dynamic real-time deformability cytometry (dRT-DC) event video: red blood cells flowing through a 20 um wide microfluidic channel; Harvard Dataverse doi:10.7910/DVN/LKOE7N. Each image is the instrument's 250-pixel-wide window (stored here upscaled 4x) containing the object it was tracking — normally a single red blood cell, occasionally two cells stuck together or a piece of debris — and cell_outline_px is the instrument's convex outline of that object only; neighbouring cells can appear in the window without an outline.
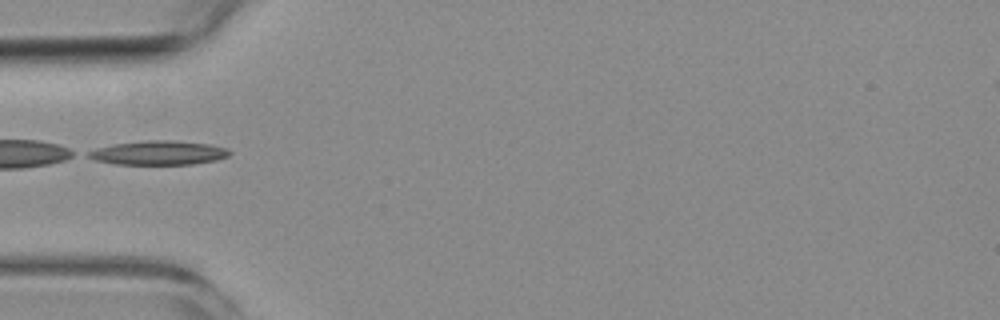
{"species": "common noctule bat (a hibernating species)", "species_latin": "Nyctalus noctula", "temperature_condition": "room temperature", "stored_images_in_passage": 5, "camera_frame_rate_fps": 3000, "um_per_image_px": 0.085, "animal": {"sex": "female", "body_mass_g": 19.3, "forearm_length_mm": 54.1}, "frame": {"image": 1, "passage_image": 2, "time_ms": 1.0, "image_size_px": [1000, 320], "cell_outline_px": [[232, 152], [228, 156], [216, 160], [192, 164], [116, 164], [96, 160], [84, 156], [88, 152], [96, 148], [112, 144], [144, 140], [176, 140], [208, 144], [228, 148]], "centroid_in_image_um": [13.47, 12.98], "position_along_channel_um": 71.5, "area_um2": 19.94}}
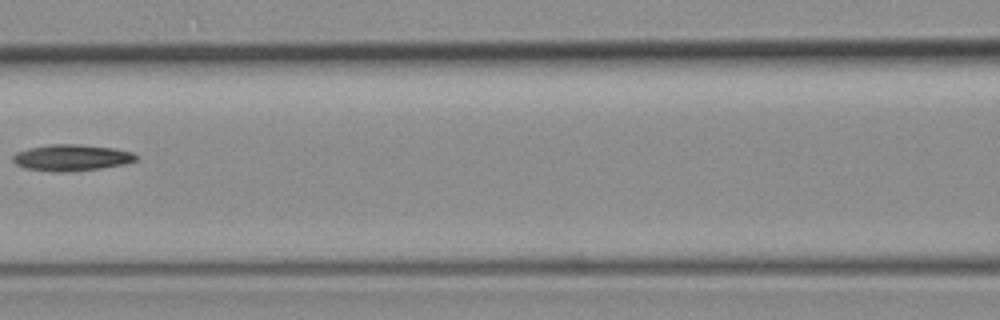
{"frame": {"image": 2, "passage_image": 4, "time_ms": 3.333, "image_size_px": [1000, 320], "cell_outline_px": [[140, 156], [136, 160], [124, 164], [100, 168], [68, 172], [52, 172], [24, 168], [16, 164], [12, 160], [12, 156], [16, 152], [28, 148], [48, 144], [80, 144], [116, 148], [132, 152]], "centroid_in_image_um": [6.07, 13.39], "position_along_channel_um": 160.5, "area_um2": 19.19}}
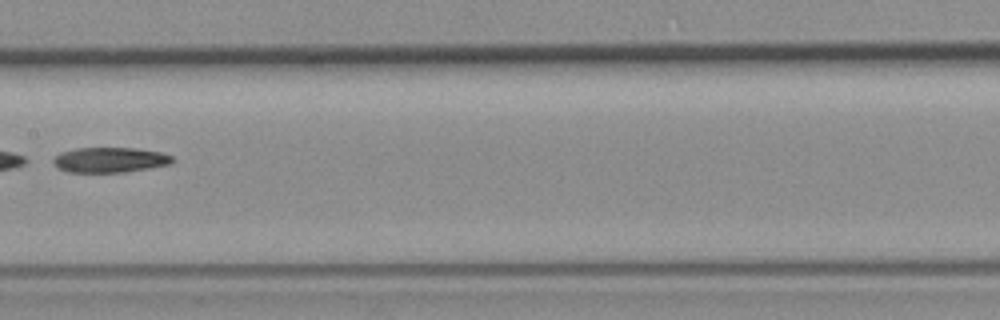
{"frame": {"image": 3, "passage_image": 5, "time_ms": 4.333, "image_size_px": [1000, 320], "cell_outline_px": [[176, 160], [172, 164], [124, 172], [68, 172], [56, 168], [52, 164], [52, 160], [60, 152], [76, 148], [132, 148], [160, 152], [172, 156]], "centroid_in_image_um": [9.32, 13.59], "position_along_channel_um": 198.1, "area_um2": 17.57}}